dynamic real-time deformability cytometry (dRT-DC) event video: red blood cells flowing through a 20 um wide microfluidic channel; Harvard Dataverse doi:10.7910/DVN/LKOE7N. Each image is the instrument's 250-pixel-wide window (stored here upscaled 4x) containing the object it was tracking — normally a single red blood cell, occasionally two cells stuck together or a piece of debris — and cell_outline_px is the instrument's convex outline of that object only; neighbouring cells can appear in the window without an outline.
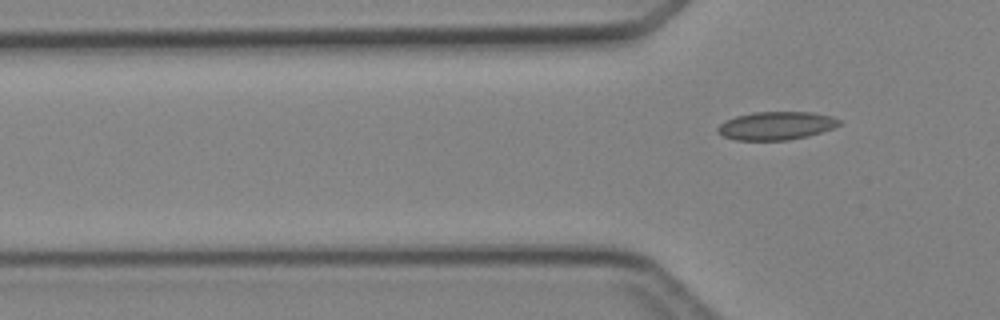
{"species": "Egyptian fruit bat (a non-hibernating species)", "species_latin": "Rousettus aegyptiacus", "temperature_condition": "cold", "stored_images_in_passage": 5, "camera_frame_rate_fps": 3000, "um_per_image_px": 0.085, "animal": {"sex": "female"}, "frame": {"image": 1, "passage_image": 5, "time_ms": 5.667, "image_size_px": [1000, 320], "cell_outline_px": [[840, 124], [832, 128], [808, 136], [788, 140], [736, 140], [724, 136], [716, 132], [716, 128], [720, 124], [736, 116], [752, 112], [812, 112], [832, 116], [840, 120]], "centroid_in_image_um": [65.96, 10.68], "position_along_channel_um": 59.8, "area_um2": 19.88}}